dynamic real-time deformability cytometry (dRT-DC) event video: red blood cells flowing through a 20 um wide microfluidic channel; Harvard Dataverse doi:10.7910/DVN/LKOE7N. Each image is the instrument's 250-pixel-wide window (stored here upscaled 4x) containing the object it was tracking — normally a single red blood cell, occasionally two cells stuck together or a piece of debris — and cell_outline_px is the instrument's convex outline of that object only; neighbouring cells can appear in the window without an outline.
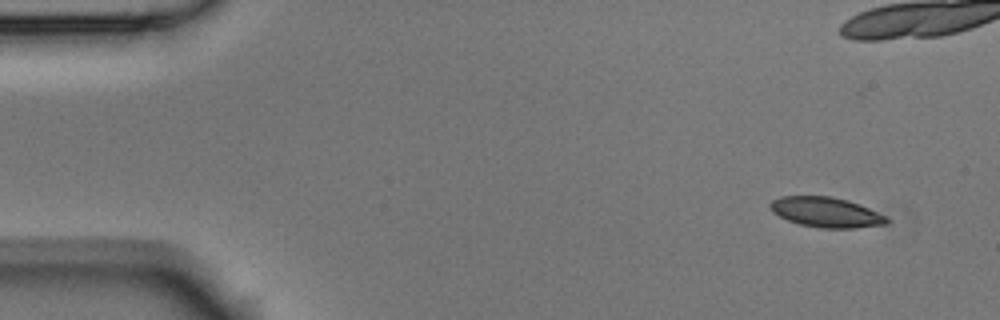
{"species": "Egyptian fruit bat (a non-hibernating species)", "species_latin": "Rousettus aegyptiacus", "temperature_condition": "room temperature", "stored_images_in_passage": 5, "camera_frame_rate_fps": 3000, "um_per_image_px": 0.085, "animal": {"sex": "male"}, "frame": {"image": 1, "passage_image": 1, "time_ms": 0.0, "image_size_px": [1000, 320], "cell_outline_px": [[892, 220], [888, 224], [856, 228], [820, 228], [800, 224], [788, 220], [772, 212], [768, 204], [772, 200], [780, 196], [832, 196], [848, 200], [860, 204], [888, 216]], "centroid_in_image_um": [70.27, 18.04], "position_along_channel_um": 14.7, "area_um2": 20.75}}